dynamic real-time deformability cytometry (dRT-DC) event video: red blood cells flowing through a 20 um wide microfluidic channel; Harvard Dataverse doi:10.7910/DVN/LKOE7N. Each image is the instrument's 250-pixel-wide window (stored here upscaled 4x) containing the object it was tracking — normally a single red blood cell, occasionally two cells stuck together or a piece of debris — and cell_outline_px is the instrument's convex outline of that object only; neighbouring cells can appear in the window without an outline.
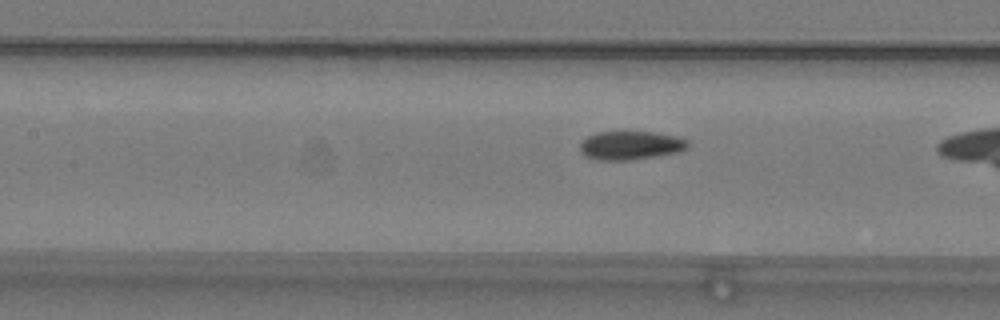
{"species": "common noctule bat (a hibernating species)", "species_latin": "Nyctalus noctula", "temperature_condition": "warm", "stored_images_in_passage": 6, "camera_frame_rate_fps": 3000, "um_per_image_px": 0.085, "animal": {"sex": "male", "body_mass_g": 19.2, "forearm_length_mm": 51.8}, "frame": {"image": 1, "passage_image": 5, "time_ms": 1.333, "image_size_px": [1000, 320], "cell_outline_px": [[688, 148], [680, 152], [632, 160], [596, 160], [584, 156], [580, 152], [580, 144], [588, 136], [596, 132], [652, 132], [676, 136], [688, 140]], "centroid_in_image_um": [53.6, 12.37], "position_along_channel_um": 153.8, "area_um2": 18.09}}